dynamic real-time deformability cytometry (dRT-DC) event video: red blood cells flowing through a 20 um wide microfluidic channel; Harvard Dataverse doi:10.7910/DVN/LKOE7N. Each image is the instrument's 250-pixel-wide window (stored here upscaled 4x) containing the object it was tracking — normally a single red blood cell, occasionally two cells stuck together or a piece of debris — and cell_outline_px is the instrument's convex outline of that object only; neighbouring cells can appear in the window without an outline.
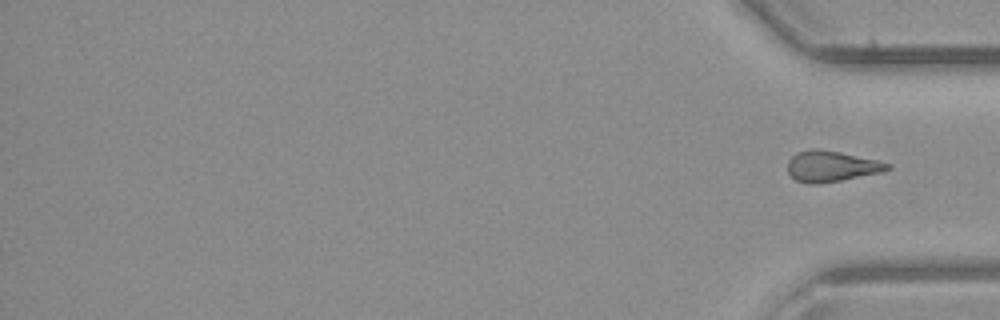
{"species": "common noctule bat (a hibernating species)", "species_latin": "Nyctalus noctula", "temperature_condition": "room temperature", "stored_images_in_passage": 32, "segment_of_instrument_passage": [2, 2], "camera_frame_rate_fps": 3000, "um_per_image_px": 0.085, "animal": {"sex": "male", "body_mass_g": 23.1, "forearm_length_mm": 52.7}, "frame": {"image": 1, "passage_image": 32, "time_ms": 10.333, "image_size_px": [1000, 320], "cell_outline_px": [[892, 168], [880, 172], [840, 180], [816, 184], [808, 184], [796, 180], [788, 172], [788, 160], [796, 152], [808, 148], [816, 148], [840, 152], [876, 160], [892, 164]], "centroid_in_image_um": [70.63, 14.12], "position_along_channel_um": 364.6, "area_um2": 17.86}}